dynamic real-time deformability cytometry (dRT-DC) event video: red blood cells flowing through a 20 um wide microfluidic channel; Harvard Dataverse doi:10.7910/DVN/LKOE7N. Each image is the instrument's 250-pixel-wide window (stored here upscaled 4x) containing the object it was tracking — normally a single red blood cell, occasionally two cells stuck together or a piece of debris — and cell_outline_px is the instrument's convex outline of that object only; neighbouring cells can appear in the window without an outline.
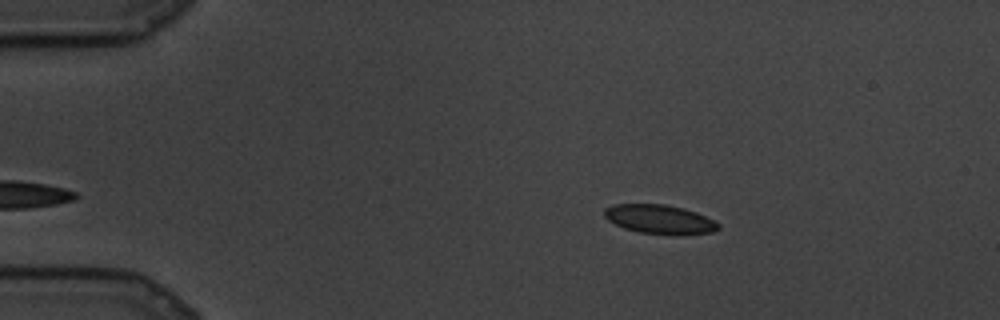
{"species": "common noctule bat (a hibernating species)", "species_latin": "Nyctalus noctula", "temperature_condition": "cold", "stored_images_in_passage": 63, "camera_frame_rate_fps": 3000, "um_per_image_px": 0.085, "animal": {"sex": "male", "body_mass_g": 19.5, "forearm_length_mm": 54.6}, "frame": {"image": 1, "passage_image": 5, "time_ms": 1.333, "image_size_px": [1000, 320], "cell_outline_px": [[720, 228], [712, 232], [676, 236], [640, 232], [624, 228], [608, 220], [604, 216], [604, 208], [612, 204], [664, 204], [684, 208], [696, 212], [720, 224]], "centroid_in_image_um": [56.07, 18.65], "position_along_channel_um": 28.9, "area_um2": 19.48}}
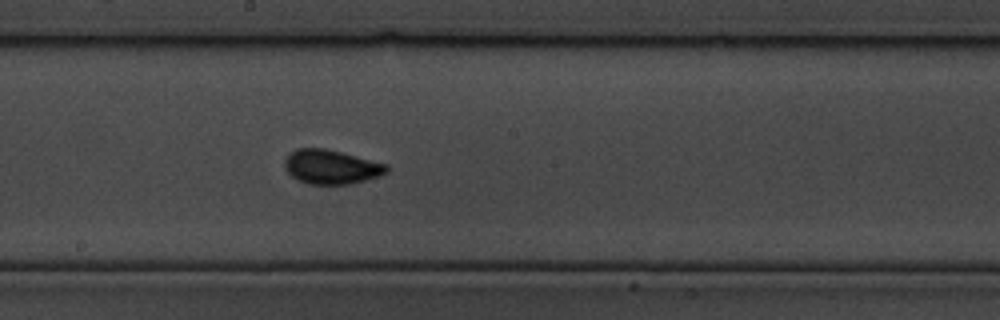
{"frame": {"image": 2, "passage_image": 37, "time_ms": 12.0, "image_size_px": [1000, 320], "cell_outline_px": [[388, 172], [364, 180], [348, 184], [308, 184], [292, 176], [288, 172], [284, 164], [284, 160], [288, 152], [296, 148], [324, 148], [388, 164]], "centroid_in_image_um": [28.11, 14.17], "position_along_channel_um": 220.1, "area_um2": 20.17}}
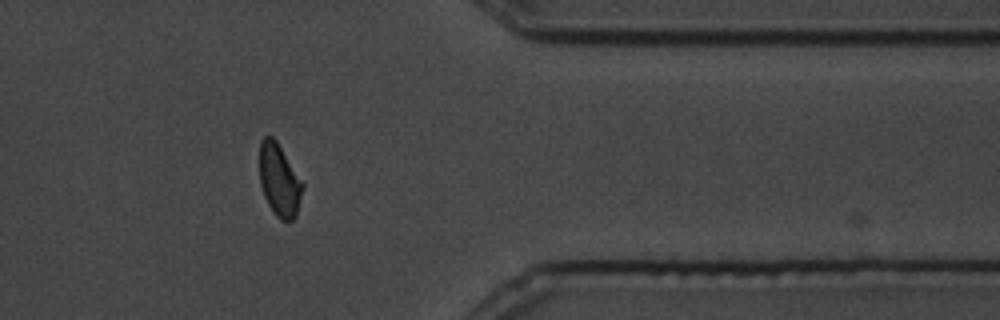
{"frame": {"image": 3, "passage_image": 60, "time_ms": 19.667, "image_size_px": [1000, 320], "cell_outline_px": [[304, 188], [296, 216], [292, 220], [280, 220], [272, 212], [264, 196], [260, 184], [260, 140], [264, 136], [272, 136], [276, 140], [304, 184]], "centroid_in_image_um": [23.74, 15.33], "position_along_channel_um": 387.7, "area_um2": 18.21}}